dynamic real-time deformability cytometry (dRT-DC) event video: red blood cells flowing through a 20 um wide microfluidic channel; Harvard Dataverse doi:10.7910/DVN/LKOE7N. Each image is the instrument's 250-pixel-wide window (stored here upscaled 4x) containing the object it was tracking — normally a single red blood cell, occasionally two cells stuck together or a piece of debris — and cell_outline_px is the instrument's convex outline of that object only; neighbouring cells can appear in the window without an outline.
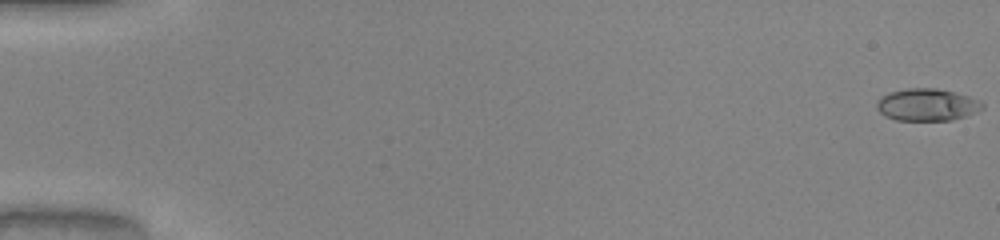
{"species": "common noctule bat (a hibernating species)", "species_latin": "Nyctalus noctula", "temperature_condition": "warm", "stored_images_in_passage": 52, "camera_frame_rate_fps": 3000, "um_per_image_px": 0.085, "animal": {"sex": "male", "body_mass_g": 20.0, "forearm_length_mm": 53.3}, "frame": {"image": 1, "passage_image": 1, "time_ms": 0.0, "image_size_px": [1000, 240], "cell_outline_px": [[984, 108], [964, 116], [952, 120], [896, 120], [884, 116], [876, 108], [876, 104], [888, 92], [908, 88], [936, 88], [956, 92], [980, 100], [984, 104]], "centroid_in_image_um": [78.81, 8.9], "position_along_channel_um": 6.2, "area_um2": 19.77}}
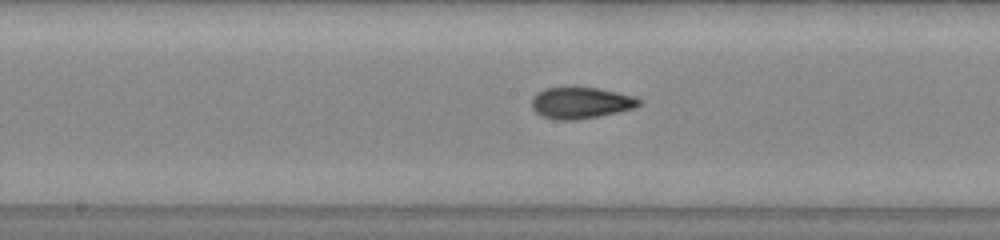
{"frame": {"image": 2, "passage_image": 28, "time_ms": 9.0, "image_size_px": [1000, 240], "cell_outline_px": [[640, 104], [632, 108], [616, 112], [576, 120], [560, 120], [540, 116], [532, 108], [532, 96], [536, 92], [544, 88], [596, 88], [616, 92], [632, 96], [640, 100]], "centroid_in_image_um": [49.29, 8.75], "position_along_channel_um": 198.9, "area_um2": 19.25}}
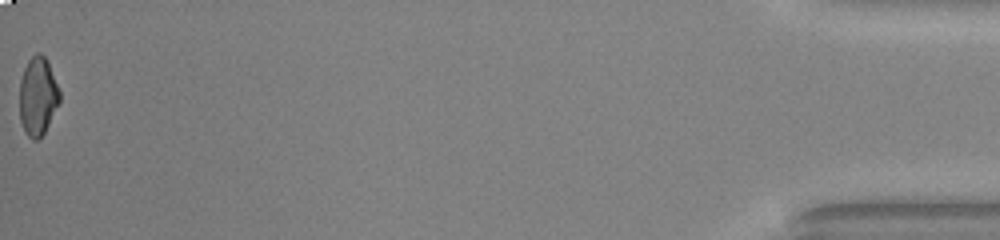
{"frame": {"image": 3, "passage_image": 52, "time_ms": 17.0, "image_size_px": [1000, 240], "cell_outline_px": [[60, 100], [44, 132], [36, 140], [32, 140], [24, 132], [20, 120], [20, 80], [24, 68], [28, 60], [36, 52], [40, 52], [44, 56], [48, 64], [60, 92]], "centroid_in_image_um": [3.19, 8.18], "position_along_channel_um": 432.0, "area_um2": 18.03}, "authors_computed_cell_mechanics": {"area_um2": 19.1318, "velocity_mm_per_s": 4.1072, "shape_relaxation_time_tau1_ms": 7.1552, "shape_relaxation_time_tau2_ms": 1.727, "deformation_change_tau1": 0.2104, "deformation_change_tau2": 0.0665}}